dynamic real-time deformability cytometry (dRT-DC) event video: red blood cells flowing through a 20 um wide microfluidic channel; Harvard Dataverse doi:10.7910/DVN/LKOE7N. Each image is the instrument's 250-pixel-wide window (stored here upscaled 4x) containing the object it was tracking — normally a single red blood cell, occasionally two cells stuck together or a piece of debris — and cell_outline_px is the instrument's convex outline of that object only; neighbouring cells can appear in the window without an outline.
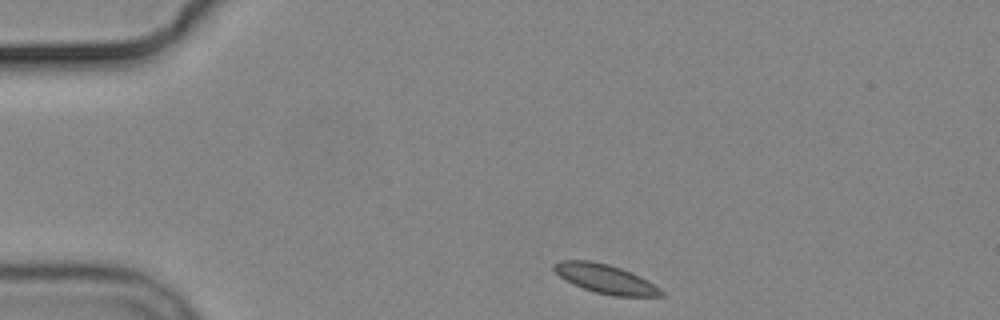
{"species": "common noctule bat (a hibernating species)", "species_latin": "Nyctalus noctula", "temperature_condition": "cold", "stored_images_in_passage": 6, "camera_frame_rate_fps": 3000, "um_per_image_px": 0.085, "animal": {"sex": "male", "body_mass_g": 19.2, "forearm_length_mm": 51.8}, "frame": {"image": 1, "passage_image": 1, "time_ms": 0.0, "image_size_px": [1000, 320], "cell_outline_px": [[664, 296], [612, 296], [596, 292], [572, 284], [564, 280], [552, 268], [552, 264], [560, 260], [592, 260], [608, 264], [632, 272], [648, 280], [660, 288], [664, 292]], "centroid_in_image_um": [51.45, 23.69], "position_along_channel_um": 33.5, "area_um2": 18.26}}
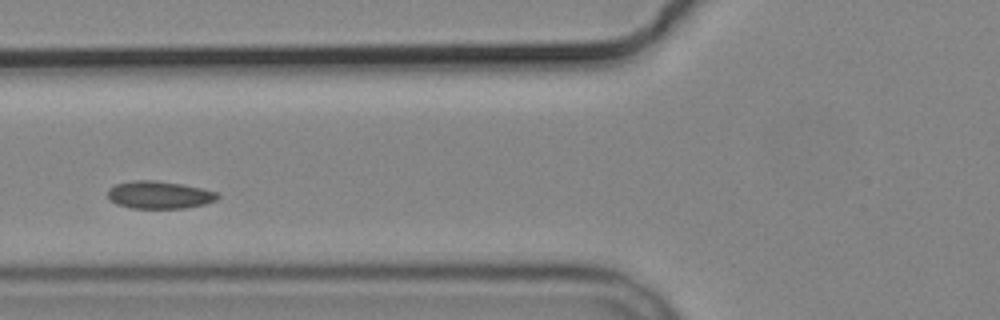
{"frame": {"image": 2, "passage_image": 4, "time_ms": 3.667, "image_size_px": [1000, 320], "cell_outline_px": [[220, 196], [216, 200], [204, 204], [184, 208], [132, 208], [116, 204], [108, 196], [108, 188], [116, 184], [132, 180], [156, 180], [184, 184], [220, 192]], "centroid_in_image_um": [13.57, 16.55], "position_along_channel_um": 112.2, "area_um2": 17.8}}
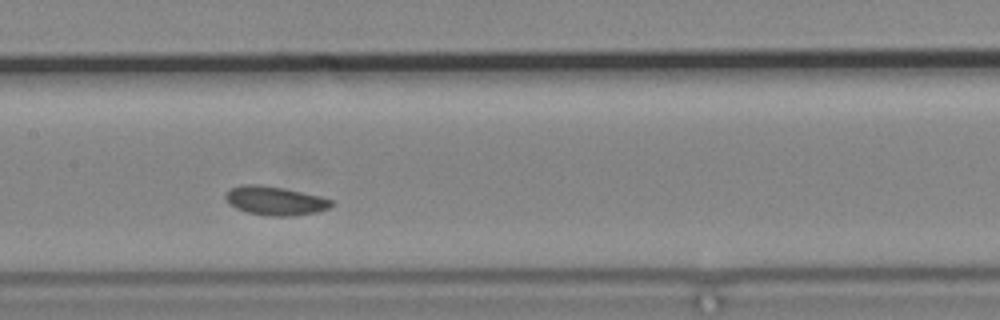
{"frame": {"image": 3, "passage_image": 6, "time_ms": 5.667, "image_size_px": [1000, 320], "cell_outline_px": [[336, 204], [328, 208], [316, 212], [292, 216], [268, 216], [248, 212], [236, 208], [228, 204], [224, 200], [224, 196], [228, 188], [244, 184], [260, 184], [284, 188], [320, 196], [332, 200]], "centroid_in_image_um": [23.35, 17.05], "position_along_channel_um": 184.1, "area_um2": 18.03}}